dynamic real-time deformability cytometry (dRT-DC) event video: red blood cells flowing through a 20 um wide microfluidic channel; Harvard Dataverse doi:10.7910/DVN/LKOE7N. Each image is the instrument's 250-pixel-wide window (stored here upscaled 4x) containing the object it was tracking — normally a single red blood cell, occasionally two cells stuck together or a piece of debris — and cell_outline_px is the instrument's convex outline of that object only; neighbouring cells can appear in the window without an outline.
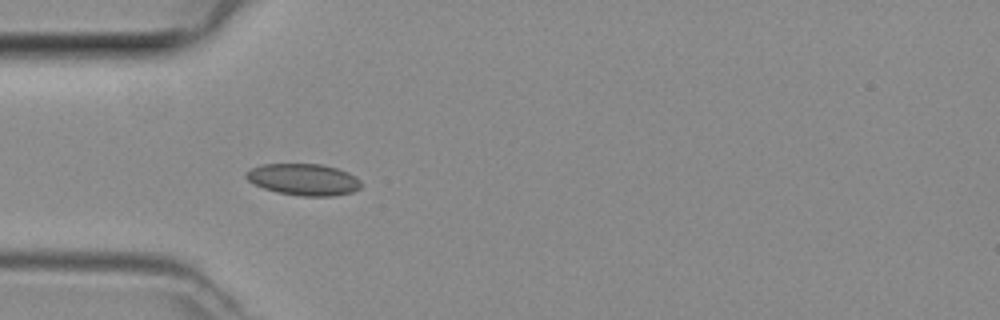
{"species": "common noctule bat (a hibernating species)", "species_latin": "Nyctalus noctula", "temperature_condition": "room temperature", "stored_images_in_passage": 26, "camera_frame_rate_fps": 3000, "um_per_image_px": 0.085, "animal": {"sex": "female", "body_mass_g": 29.2, "forearm_length_mm": 56.3}, "frame": {"image": 1, "passage_image": 1, "time_ms": 0.0, "image_size_px": [1000, 320], "cell_outline_px": [[360, 188], [352, 192], [332, 196], [300, 196], [276, 192], [264, 188], [248, 180], [244, 176], [244, 172], [260, 164], [324, 164], [348, 172], [356, 176], [360, 180]], "centroid_in_image_um": [25.8, 15.25], "position_along_channel_um": 59.2, "area_um2": 21.27}}
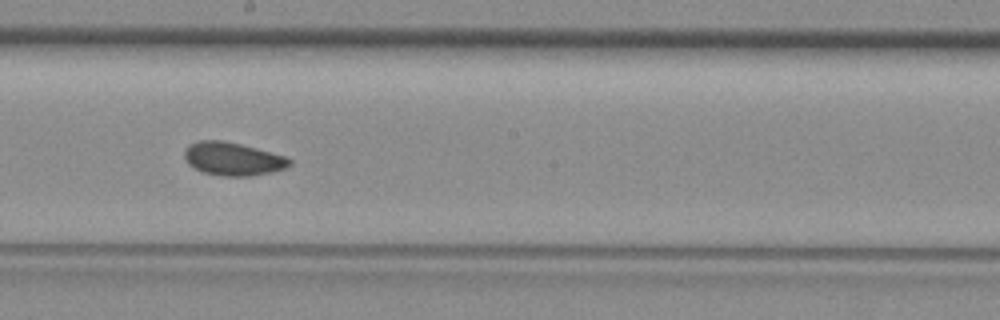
{"frame": {"image": 2, "passage_image": 13, "time_ms": 4.0, "image_size_px": [1000, 320], "cell_outline_px": [[292, 164], [284, 168], [252, 176], [220, 176], [200, 172], [188, 164], [184, 156], [184, 152], [192, 144], [200, 140], [224, 140], [256, 148], [284, 156], [292, 160]], "centroid_in_image_um": [19.77, 13.51], "position_along_channel_um": 228.4, "area_um2": 20.17}}
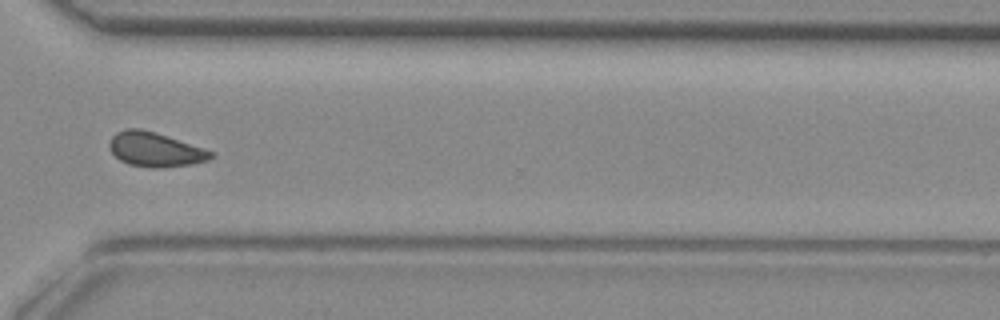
{"frame": {"image": 3, "passage_image": 22, "time_ms": 7.0, "image_size_px": [1000, 320], "cell_outline_px": [[212, 156], [208, 160], [192, 164], [160, 168], [148, 168], [128, 164], [120, 160], [112, 152], [108, 144], [112, 136], [116, 132], [128, 128], [140, 128], [156, 132], [212, 152]], "centroid_in_image_um": [13.13, 12.71], "position_along_channel_um": 357.5, "area_um2": 20.11}}